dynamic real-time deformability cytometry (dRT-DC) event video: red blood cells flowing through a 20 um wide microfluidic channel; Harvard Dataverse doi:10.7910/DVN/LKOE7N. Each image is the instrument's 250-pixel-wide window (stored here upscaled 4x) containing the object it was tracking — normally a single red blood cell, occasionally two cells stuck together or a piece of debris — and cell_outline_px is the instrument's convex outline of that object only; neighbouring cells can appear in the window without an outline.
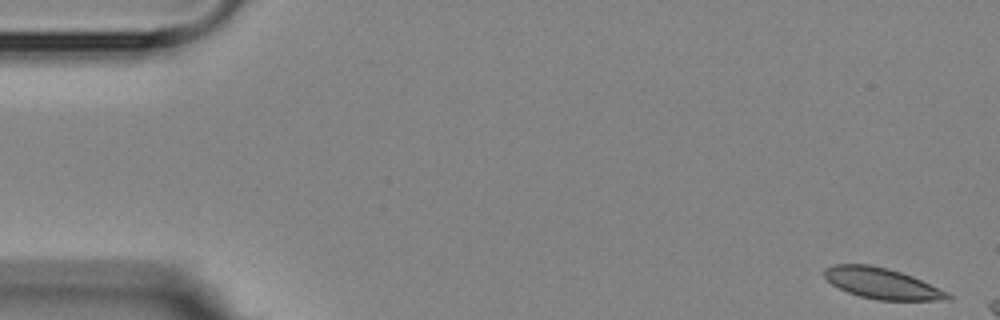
{"species": "Egyptian fruit bat (a non-hibernating species)", "species_latin": "Rousettus aegyptiacus", "temperature_condition": "room temperature", "stored_images_in_passage": 3, "camera_frame_rate_fps": 3000, "um_per_image_px": 0.085, "animal": {"sex": "female"}, "frame": {"image": 1, "passage_image": 1, "time_ms": 0.0, "image_size_px": [1000, 320], "cell_outline_px": [[952, 300], [876, 300], [860, 296], [848, 292], [832, 284], [824, 276], [824, 268], [832, 264], [868, 264], [888, 268], [912, 276], [948, 292], [952, 296]], "centroid_in_image_um": [74.96, 24.09], "position_along_channel_um": 10.0, "area_um2": 22.14}}